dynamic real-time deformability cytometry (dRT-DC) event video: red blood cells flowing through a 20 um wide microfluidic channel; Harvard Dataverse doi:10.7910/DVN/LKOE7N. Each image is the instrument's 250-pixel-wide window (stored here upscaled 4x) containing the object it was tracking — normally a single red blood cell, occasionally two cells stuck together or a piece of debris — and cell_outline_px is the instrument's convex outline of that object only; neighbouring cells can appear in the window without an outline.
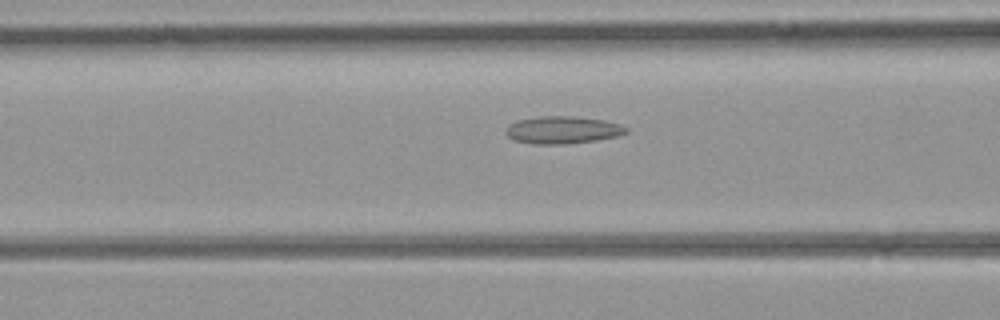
{"species": "common noctule bat (a hibernating species)", "species_latin": "Nyctalus noctula", "temperature_condition": "room temperature", "stored_images_in_passage": 36, "camera_frame_rate_fps": 3000, "um_per_image_px": 0.085, "animal": {"sex": "female", "body_mass_g": 21.9}, "frame": {"image": 1, "passage_image": 9, "time_ms": 2.667, "image_size_px": [1000, 320], "cell_outline_px": [[628, 132], [616, 136], [596, 140], [564, 144], [532, 144], [512, 140], [504, 132], [516, 120], [540, 116], [572, 116], [604, 120], [620, 124], [628, 128]], "centroid_in_image_um": [47.81, 11.05], "position_along_channel_um": 118.8, "area_um2": 19.19}}
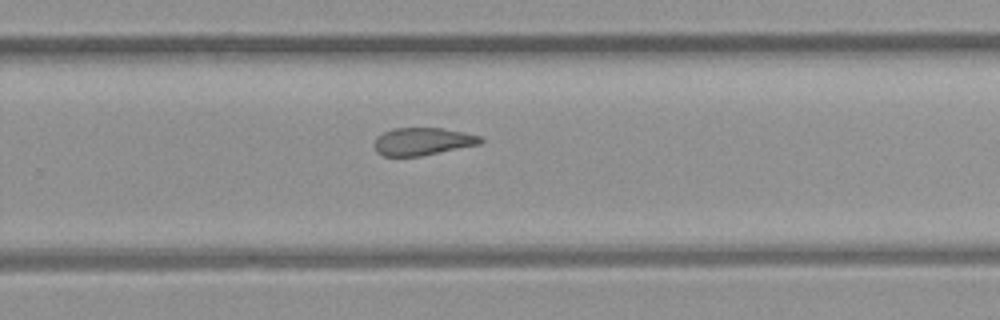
{"frame": {"image": 2, "passage_image": 20, "time_ms": 6.333, "image_size_px": [1000, 320], "cell_outline_px": [[484, 140], [480, 144], [420, 156], [384, 156], [376, 152], [376, 136], [392, 128], [440, 128], [464, 132], [480, 136]], "centroid_in_image_um": [35.93, 12.02], "position_along_channel_um": 293.9, "area_um2": 16.94}}
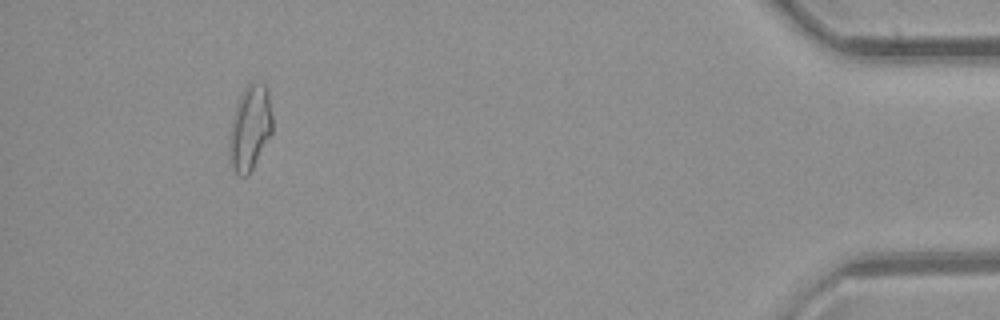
{"frame": {"image": 3, "passage_image": 32, "time_ms": 10.333, "image_size_px": [1000, 320], "cell_outline_px": [[272, 132], [248, 176], [240, 176], [232, 168], [228, 156], [232, 124], [236, 104], [244, 88], [248, 84], [264, 84], [268, 88], [272, 116]], "centroid_in_image_um": [21.26, 10.89], "position_along_channel_um": 413.9, "area_um2": 20.98}}